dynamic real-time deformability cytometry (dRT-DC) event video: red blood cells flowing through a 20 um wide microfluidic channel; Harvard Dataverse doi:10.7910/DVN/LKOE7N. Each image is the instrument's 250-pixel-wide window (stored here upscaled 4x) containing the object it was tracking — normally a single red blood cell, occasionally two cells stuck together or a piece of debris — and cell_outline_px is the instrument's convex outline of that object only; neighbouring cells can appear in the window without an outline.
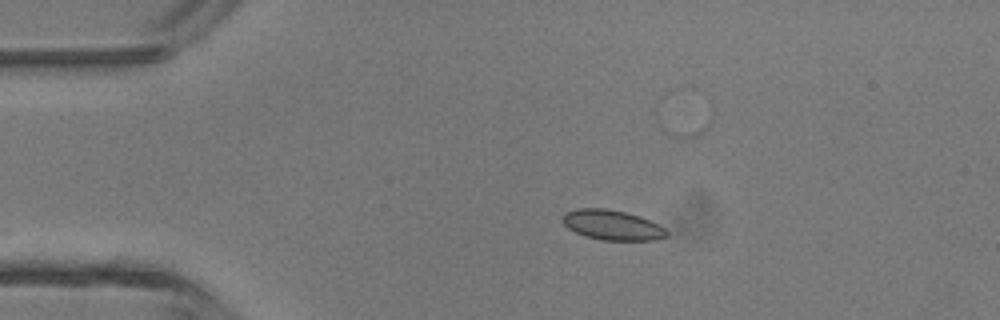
{"species": "common noctule bat (a hibernating species)", "species_latin": "Nyctalus noctula", "temperature_condition": "room temperature", "stored_images_in_passage": 39, "camera_frame_rate_fps": 3000, "um_per_image_px": 0.085, "animal": {"sex": "male", "body_mass_g": 13.3}, "frame": {"image": 1, "passage_image": 1, "time_ms": 0.0, "image_size_px": [1000, 320], "cell_outline_px": [[668, 236], [656, 240], [604, 240], [584, 236], [568, 228], [560, 220], [564, 212], [576, 208], [604, 208], [624, 212], [640, 216], [664, 228], [668, 232]], "centroid_in_image_um": [51.99, 19.12], "position_along_channel_um": 33.0, "area_um2": 18.21}}
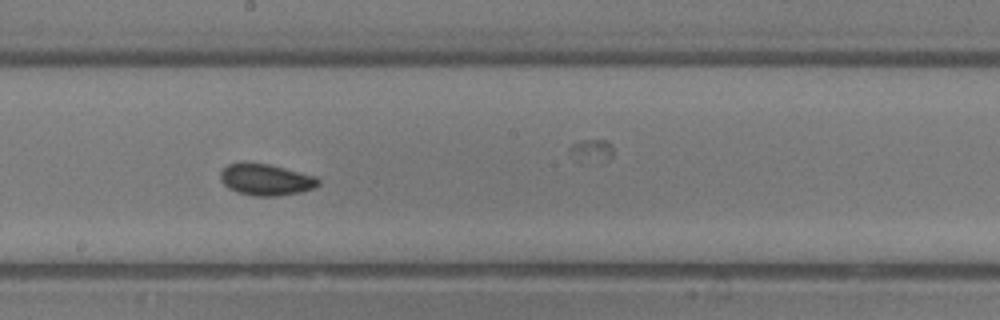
{"frame": {"image": 2, "passage_image": 17, "time_ms": 5.333, "image_size_px": [1000, 320], "cell_outline_px": [[320, 184], [316, 188], [300, 192], [276, 196], [252, 196], [236, 192], [228, 188], [220, 180], [220, 172], [228, 164], [268, 164], [316, 176], [320, 180]], "centroid_in_image_um": [22.63, 15.3], "position_along_channel_um": 225.6, "area_um2": 17.8}}
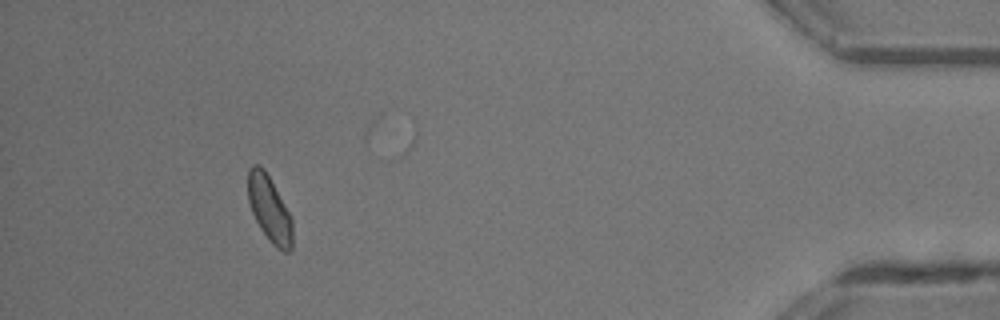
{"frame": {"image": 3, "passage_image": 34, "time_ms": 11.0, "image_size_px": [1000, 320], "cell_outline_px": [[292, 248], [288, 252], [284, 252], [276, 248], [272, 244], [260, 228], [252, 212], [248, 200], [248, 168], [252, 164], [260, 164], [264, 168], [288, 212], [292, 220]], "centroid_in_image_um": [22.88, 17.76], "position_along_channel_um": 412.3, "area_um2": 16.94}, "authors_computed_cell_mechanics": {"area_um2": 17.5134, "velocity_mm_per_s": 4.4598, "shape_relaxation_time_tau1_ms": 5.4448, "shape_relaxation_time_tau2_ms": 2.3621, "deformation_change_tau1": 0.0709, "deformation_change_tau2": 0.0643}}